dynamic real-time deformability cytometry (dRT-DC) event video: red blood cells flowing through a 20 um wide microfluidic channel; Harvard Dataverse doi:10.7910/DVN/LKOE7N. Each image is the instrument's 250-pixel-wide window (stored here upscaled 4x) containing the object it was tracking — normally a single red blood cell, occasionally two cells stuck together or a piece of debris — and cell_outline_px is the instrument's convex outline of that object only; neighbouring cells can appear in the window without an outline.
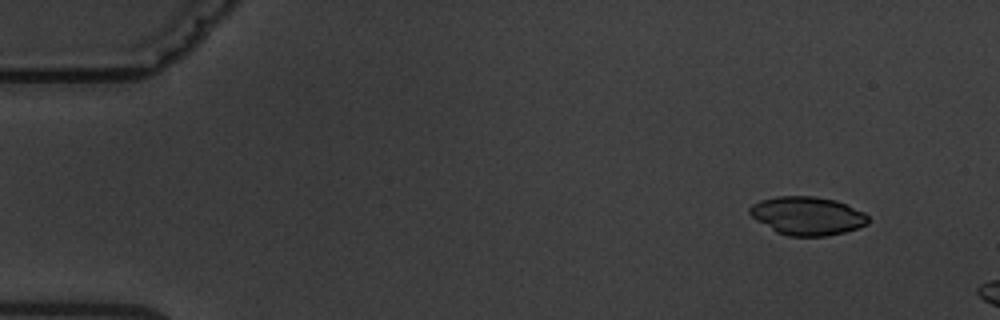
{"species": "common noctule bat (a hibernating species)", "species_latin": "Nyctalus noctula", "temperature_condition": "warm", "stored_images_in_passage": 3, "camera_frame_rate_fps": 3000, "um_per_image_px": 0.085, "animal": {"sex": "male", "body_mass_g": 19.5, "forearm_length_mm": 54.6}, "frame": {"image": 1, "passage_image": 2, "time_ms": 1.333, "image_size_px": [1000, 320], "cell_outline_px": [[868, 224], [844, 232], [824, 236], [788, 236], [776, 232], [756, 220], [748, 212], [748, 208], [752, 204], [760, 200], [776, 196], [816, 196], [836, 200], [864, 212], [868, 216]], "centroid_in_image_um": [68.6, 18.33], "position_along_channel_um": 16.4, "area_um2": 26.53}}